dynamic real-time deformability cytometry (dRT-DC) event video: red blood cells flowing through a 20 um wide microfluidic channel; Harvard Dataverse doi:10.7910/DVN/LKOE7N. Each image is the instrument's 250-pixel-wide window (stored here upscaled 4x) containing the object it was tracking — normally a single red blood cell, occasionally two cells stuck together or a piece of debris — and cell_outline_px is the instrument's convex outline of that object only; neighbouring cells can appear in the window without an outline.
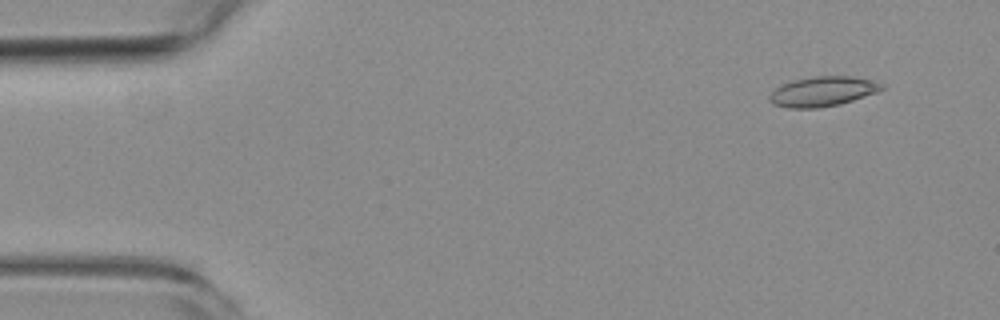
{"species": "common noctule bat (a hibernating species)", "species_latin": "Nyctalus noctula", "temperature_condition": "room temperature", "stored_images_in_passage": 5, "camera_frame_rate_fps": 3000, "um_per_image_px": 0.085, "animal": {"sex": "female", "body_mass_g": 19.3, "forearm_length_mm": 54.1}, "frame": {"image": 1, "passage_image": 2, "time_ms": 1.0, "image_size_px": [1000, 320], "cell_outline_px": [[884, 88], [876, 92], [840, 104], [816, 108], [788, 108], [772, 104], [768, 100], [768, 96], [776, 88], [792, 80], [816, 76], [852, 76], [876, 80], [884, 84]], "centroid_in_image_um": [69.93, 7.77], "position_along_channel_um": 15.1, "area_um2": 19.54}}
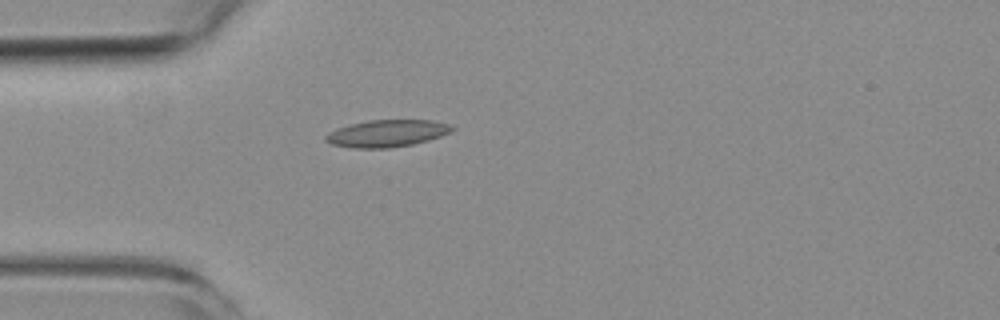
{"frame": {"image": 2, "passage_image": 5, "time_ms": 4.667, "image_size_px": [1000, 320], "cell_outline_px": [[456, 128], [440, 136], [428, 140], [412, 144], [388, 148], [356, 148], [332, 144], [324, 140], [324, 136], [328, 132], [336, 128], [348, 124], [368, 120], [432, 120], [448, 124]], "centroid_in_image_um": [32.84, 11.33], "position_along_channel_um": 52.2, "area_um2": 19.88}}